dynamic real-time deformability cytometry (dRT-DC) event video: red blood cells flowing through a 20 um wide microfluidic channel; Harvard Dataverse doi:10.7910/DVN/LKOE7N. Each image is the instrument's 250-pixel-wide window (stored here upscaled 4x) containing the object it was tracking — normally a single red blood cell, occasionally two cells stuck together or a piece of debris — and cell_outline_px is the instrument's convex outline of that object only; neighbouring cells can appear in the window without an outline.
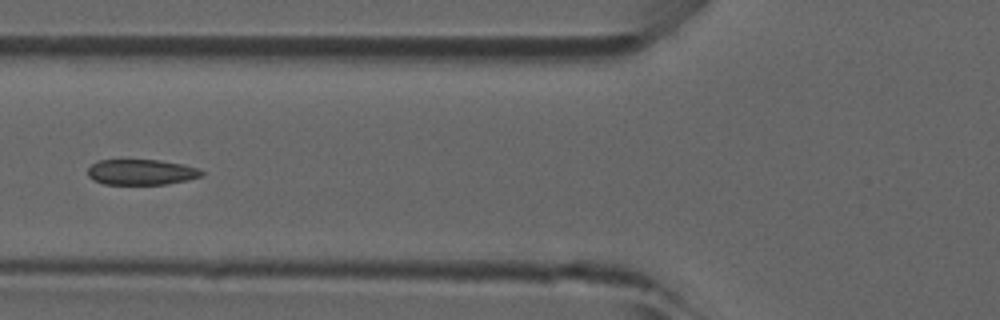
{"species": "common noctule bat (a hibernating species)", "species_latin": "Nyctalus noctula", "temperature_condition": "room temperature", "stored_images_in_passage": 36, "camera_frame_rate_fps": 3000, "um_per_image_px": 0.085, "animal": {"sex": "male", "forearm_length_mm": 52.5}, "frame": {"image": 1, "passage_image": 6, "time_ms": 1.667, "image_size_px": [1000, 320], "cell_outline_px": [[204, 176], [168, 184], [104, 184], [92, 180], [88, 176], [88, 168], [96, 160], [160, 160], [184, 164], [200, 168], [204, 172]], "centroid_in_image_um": [12.03, 14.62], "position_along_channel_um": 113.8, "area_um2": 17.17}}